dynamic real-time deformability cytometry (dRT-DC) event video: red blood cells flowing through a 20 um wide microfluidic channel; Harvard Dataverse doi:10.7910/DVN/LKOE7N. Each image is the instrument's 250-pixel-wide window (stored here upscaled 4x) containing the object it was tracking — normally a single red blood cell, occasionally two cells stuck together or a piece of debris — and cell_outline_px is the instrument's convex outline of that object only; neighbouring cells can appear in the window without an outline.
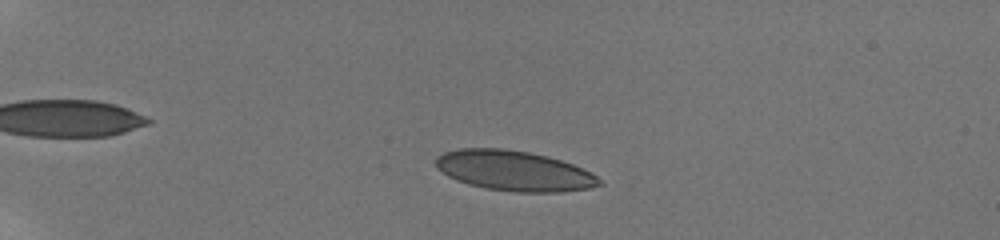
{"species": "human", "species_latin": "Homo sapiens", "temperature_condition": "room temperature", "stored_images_in_passage": 53, "camera_frame_rate_fps": 3000, "um_per_image_px": 0.085, "donor": {"sex": "male"}, "frame": {"image": 1, "passage_image": 11, "time_ms": 3.333, "image_size_px": [1000, 240], "cell_outline_px": [[604, 184], [588, 188], [564, 192], [516, 192], [484, 188], [468, 184], [456, 180], [448, 176], [436, 168], [436, 156], [444, 152], [460, 148], [500, 148], [528, 152], [548, 156], [584, 168], [596, 176]], "centroid_in_image_um": [43.68, 14.52], "position_along_channel_um": 41.3, "area_um2": 38.38}}
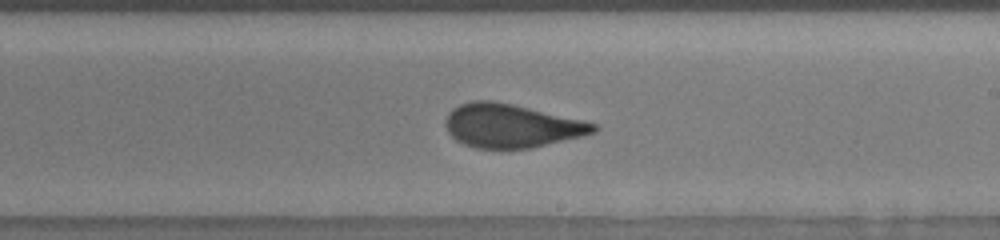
{"frame": {"image": 2, "passage_image": 33, "time_ms": 10.667, "image_size_px": [1000, 240], "cell_outline_px": [[600, 128], [596, 132], [532, 148], [476, 148], [464, 144], [456, 140], [448, 132], [444, 124], [444, 120], [448, 112], [452, 108], [460, 104], [472, 100], [492, 100], [512, 104], [600, 124]], "centroid_in_image_um": [43.44, 10.68], "position_along_channel_um": 245.6, "area_um2": 37.63}}
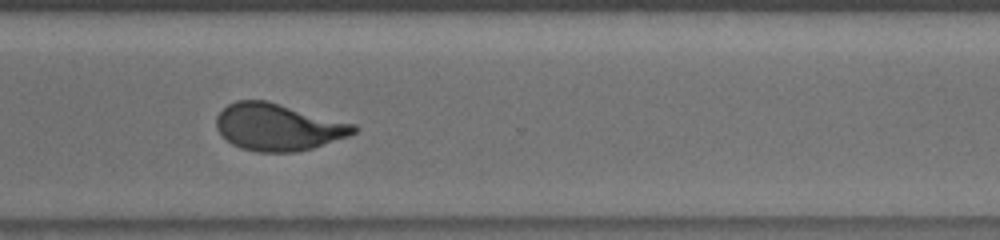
{"frame": {"image": 3, "passage_image": 41, "time_ms": 13.333, "image_size_px": [1000, 240], "cell_outline_px": [[360, 128], [356, 132], [348, 136], [312, 148], [296, 152], [256, 152], [240, 148], [232, 144], [216, 128], [216, 116], [228, 104], [236, 100], [268, 100], [356, 124]], "centroid_in_image_um": [23.65, 10.79], "position_along_channel_um": 346.9, "area_um2": 37.8}, "authors_computed_cell_mechanics": {"area_um2": 37.6856, "velocity_mm_per_s": 3.8081, "shape_relaxation_time_tau1_ms": 10.5466, "shape_relaxation_time_tau2_ms": null, "deformation_change_tau1": 0.2558, "deformation_change_tau2": null}}